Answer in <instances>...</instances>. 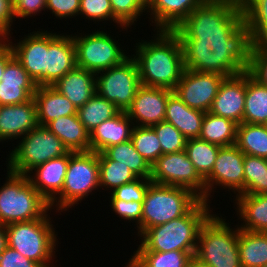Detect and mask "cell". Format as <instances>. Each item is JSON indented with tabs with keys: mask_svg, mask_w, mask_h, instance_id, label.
Returning <instances> with one entry per match:
<instances>
[{
	"mask_svg": "<svg viewBox=\"0 0 267 267\" xmlns=\"http://www.w3.org/2000/svg\"><path fill=\"white\" fill-rule=\"evenodd\" d=\"M174 31L185 69L230 77L251 66V36L240 0H205Z\"/></svg>",
	"mask_w": 267,
	"mask_h": 267,
	"instance_id": "6da1fadb",
	"label": "cell"
},
{
	"mask_svg": "<svg viewBox=\"0 0 267 267\" xmlns=\"http://www.w3.org/2000/svg\"><path fill=\"white\" fill-rule=\"evenodd\" d=\"M153 36L135 43L136 55L131 54L141 85L174 90L185 70L182 43L174 30H156Z\"/></svg>",
	"mask_w": 267,
	"mask_h": 267,
	"instance_id": "7a4b0ae2",
	"label": "cell"
},
{
	"mask_svg": "<svg viewBox=\"0 0 267 267\" xmlns=\"http://www.w3.org/2000/svg\"><path fill=\"white\" fill-rule=\"evenodd\" d=\"M210 203L200 200L186 215L148 228L135 251L196 252L200 227L212 214Z\"/></svg>",
	"mask_w": 267,
	"mask_h": 267,
	"instance_id": "3957f363",
	"label": "cell"
},
{
	"mask_svg": "<svg viewBox=\"0 0 267 267\" xmlns=\"http://www.w3.org/2000/svg\"><path fill=\"white\" fill-rule=\"evenodd\" d=\"M223 218L213 213L202 224L195 257L210 267H242L238 248L239 226L232 228Z\"/></svg>",
	"mask_w": 267,
	"mask_h": 267,
	"instance_id": "277c9868",
	"label": "cell"
},
{
	"mask_svg": "<svg viewBox=\"0 0 267 267\" xmlns=\"http://www.w3.org/2000/svg\"><path fill=\"white\" fill-rule=\"evenodd\" d=\"M6 182L0 187V223L4 226L44 217L50 204L32 186L27 175L7 169Z\"/></svg>",
	"mask_w": 267,
	"mask_h": 267,
	"instance_id": "5b68a950",
	"label": "cell"
},
{
	"mask_svg": "<svg viewBox=\"0 0 267 267\" xmlns=\"http://www.w3.org/2000/svg\"><path fill=\"white\" fill-rule=\"evenodd\" d=\"M51 219L46 214L40 219L6 225L7 246L43 267H53L49 263L57 257L55 251L59 241Z\"/></svg>",
	"mask_w": 267,
	"mask_h": 267,
	"instance_id": "8992f818",
	"label": "cell"
},
{
	"mask_svg": "<svg viewBox=\"0 0 267 267\" xmlns=\"http://www.w3.org/2000/svg\"><path fill=\"white\" fill-rule=\"evenodd\" d=\"M200 200L187 188L151 182L142 202L141 235L148 228L186 215Z\"/></svg>",
	"mask_w": 267,
	"mask_h": 267,
	"instance_id": "52a82bcc",
	"label": "cell"
},
{
	"mask_svg": "<svg viewBox=\"0 0 267 267\" xmlns=\"http://www.w3.org/2000/svg\"><path fill=\"white\" fill-rule=\"evenodd\" d=\"M99 188V153L74 152L69 158L62 191L50 203L51 210L56 208L54 212L60 214L69 211Z\"/></svg>",
	"mask_w": 267,
	"mask_h": 267,
	"instance_id": "ba28073f",
	"label": "cell"
},
{
	"mask_svg": "<svg viewBox=\"0 0 267 267\" xmlns=\"http://www.w3.org/2000/svg\"><path fill=\"white\" fill-rule=\"evenodd\" d=\"M20 140L5 161L8 162L7 169L17 174L28 175L35 167L69 152L63 142L46 126L37 125Z\"/></svg>",
	"mask_w": 267,
	"mask_h": 267,
	"instance_id": "9c48e42d",
	"label": "cell"
},
{
	"mask_svg": "<svg viewBox=\"0 0 267 267\" xmlns=\"http://www.w3.org/2000/svg\"><path fill=\"white\" fill-rule=\"evenodd\" d=\"M103 29L92 33H79L72 36L75 45L76 67L98 73L119 65L127 57L121 44Z\"/></svg>",
	"mask_w": 267,
	"mask_h": 267,
	"instance_id": "30bf717a",
	"label": "cell"
},
{
	"mask_svg": "<svg viewBox=\"0 0 267 267\" xmlns=\"http://www.w3.org/2000/svg\"><path fill=\"white\" fill-rule=\"evenodd\" d=\"M140 86L138 65L132 56L119 65L96 73V92L113 102L120 111L131 106Z\"/></svg>",
	"mask_w": 267,
	"mask_h": 267,
	"instance_id": "8fae6325",
	"label": "cell"
},
{
	"mask_svg": "<svg viewBox=\"0 0 267 267\" xmlns=\"http://www.w3.org/2000/svg\"><path fill=\"white\" fill-rule=\"evenodd\" d=\"M151 182L184 187L206 201L204 179L195 170L185 150L162 154L151 166Z\"/></svg>",
	"mask_w": 267,
	"mask_h": 267,
	"instance_id": "7c38bea8",
	"label": "cell"
},
{
	"mask_svg": "<svg viewBox=\"0 0 267 267\" xmlns=\"http://www.w3.org/2000/svg\"><path fill=\"white\" fill-rule=\"evenodd\" d=\"M244 153L234 144L220 147L211 173L204 179L206 202L217 186L234 194H244ZM216 186V187H214Z\"/></svg>",
	"mask_w": 267,
	"mask_h": 267,
	"instance_id": "4fadbf2b",
	"label": "cell"
},
{
	"mask_svg": "<svg viewBox=\"0 0 267 267\" xmlns=\"http://www.w3.org/2000/svg\"><path fill=\"white\" fill-rule=\"evenodd\" d=\"M225 77L217 73L185 69L173 92L190 108L210 111Z\"/></svg>",
	"mask_w": 267,
	"mask_h": 267,
	"instance_id": "5bb4252c",
	"label": "cell"
},
{
	"mask_svg": "<svg viewBox=\"0 0 267 267\" xmlns=\"http://www.w3.org/2000/svg\"><path fill=\"white\" fill-rule=\"evenodd\" d=\"M25 36L17 43L12 42L9 35L4 39L12 47L14 57L28 72L34 83L37 86H47V30L39 29Z\"/></svg>",
	"mask_w": 267,
	"mask_h": 267,
	"instance_id": "9a60e30c",
	"label": "cell"
},
{
	"mask_svg": "<svg viewBox=\"0 0 267 267\" xmlns=\"http://www.w3.org/2000/svg\"><path fill=\"white\" fill-rule=\"evenodd\" d=\"M173 90L162 87L141 85L136 92L131 106L126 110L134 126L151 127L164 121L166 103Z\"/></svg>",
	"mask_w": 267,
	"mask_h": 267,
	"instance_id": "2e32d148",
	"label": "cell"
},
{
	"mask_svg": "<svg viewBox=\"0 0 267 267\" xmlns=\"http://www.w3.org/2000/svg\"><path fill=\"white\" fill-rule=\"evenodd\" d=\"M245 95L246 71L225 77L219 86L209 112L241 124L243 122Z\"/></svg>",
	"mask_w": 267,
	"mask_h": 267,
	"instance_id": "e0dca14e",
	"label": "cell"
},
{
	"mask_svg": "<svg viewBox=\"0 0 267 267\" xmlns=\"http://www.w3.org/2000/svg\"><path fill=\"white\" fill-rule=\"evenodd\" d=\"M62 34L47 32V86H53L67 72L76 67L73 34Z\"/></svg>",
	"mask_w": 267,
	"mask_h": 267,
	"instance_id": "ac0fdd59",
	"label": "cell"
},
{
	"mask_svg": "<svg viewBox=\"0 0 267 267\" xmlns=\"http://www.w3.org/2000/svg\"><path fill=\"white\" fill-rule=\"evenodd\" d=\"M38 125L33 97L21 104L0 106V142L21 139Z\"/></svg>",
	"mask_w": 267,
	"mask_h": 267,
	"instance_id": "d6986e66",
	"label": "cell"
},
{
	"mask_svg": "<svg viewBox=\"0 0 267 267\" xmlns=\"http://www.w3.org/2000/svg\"><path fill=\"white\" fill-rule=\"evenodd\" d=\"M37 85L20 62L13 56L6 64L0 81V106L15 105L29 101Z\"/></svg>",
	"mask_w": 267,
	"mask_h": 267,
	"instance_id": "ffe728a7",
	"label": "cell"
},
{
	"mask_svg": "<svg viewBox=\"0 0 267 267\" xmlns=\"http://www.w3.org/2000/svg\"><path fill=\"white\" fill-rule=\"evenodd\" d=\"M73 153L69 151L66 155L50 159L32 169L27 175L32 186L49 204L62 191L69 158Z\"/></svg>",
	"mask_w": 267,
	"mask_h": 267,
	"instance_id": "44dd1931",
	"label": "cell"
},
{
	"mask_svg": "<svg viewBox=\"0 0 267 267\" xmlns=\"http://www.w3.org/2000/svg\"><path fill=\"white\" fill-rule=\"evenodd\" d=\"M205 0H147V13L155 30H174ZM154 20V21H153Z\"/></svg>",
	"mask_w": 267,
	"mask_h": 267,
	"instance_id": "7402d4cb",
	"label": "cell"
},
{
	"mask_svg": "<svg viewBox=\"0 0 267 267\" xmlns=\"http://www.w3.org/2000/svg\"><path fill=\"white\" fill-rule=\"evenodd\" d=\"M133 127V121L126 111H119L90 133V151L102 153L110 146L130 140Z\"/></svg>",
	"mask_w": 267,
	"mask_h": 267,
	"instance_id": "603a6c76",
	"label": "cell"
},
{
	"mask_svg": "<svg viewBox=\"0 0 267 267\" xmlns=\"http://www.w3.org/2000/svg\"><path fill=\"white\" fill-rule=\"evenodd\" d=\"M53 87L78 109L96 93V74L75 67L61 77Z\"/></svg>",
	"mask_w": 267,
	"mask_h": 267,
	"instance_id": "cb8c5ba5",
	"label": "cell"
},
{
	"mask_svg": "<svg viewBox=\"0 0 267 267\" xmlns=\"http://www.w3.org/2000/svg\"><path fill=\"white\" fill-rule=\"evenodd\" d=\"M33 99L38 125L46 126L52 120L77 114L78 109L53 86H37Z\"/></svg>",
	"mask_w": 267,
	"mask_h": 267,
	"instance_id": "d4e9b609",
	"label": "cell"
},
{
	"mask_svg": "<svg viewBox=\"0 0 267 267\" xmlns=\"http://www.w3.org/2000/svg\"><path fill=\"white\" fill-rule=\"evenodd\" d=\"M205 112L188 107L174 92L166 103L164 121L171 123L186 139L199 138Z\"/></svg>",
	"mask_w": 267,
	"mask_h": 267,
	"instance_id": "484cf974",
	"label": "cell"
},
{
	"mask_svg": "<svg viewBox=\"0 0 267 267\" xmlns=\"http://www.w3.org/2000/svg\"><path fill=\"white\" fill-rule=\"evenodd\" d=\"M235 197L237 220L243 221L239 228L267 233V194H239Z\"/></svg>",
	"mask_w": 267,
	"mask_h": 267,
	"instance_id": "4316f807",
	"label": "cell"
},
{
	"mask_svg": "<svg viewBox=\"0 0 267 267\" xmlns=\"http://www.w3.org/2000/svg\"><path fill=\"white\" fill-rule=\"evenodd\" d=\"M46 127L63 142L69 151H90V133L80 122L77 114L52 120Z\"/></svg>",
	"mask_w": 267,
	"mask_h": 267,
	"instance_id": "83f0119b",
	"label": "cell"
},
{
	"mask_svg": "<svg viewBox=\"0 0 267 267\" xmlns=\"http://www.w3.org/2000/svg\"><path fill=\"white\" fill-rule=\"evenodd\" d=\"M265 125L267 123V85L246 70V95L243 122Z\"/></svg>",
	"mask_w": 267,
	"mask_h": 267,
	"instance_id": "f1b7e54d",
	"label": "cell"
},
{
	"mask_svg": "<svg viewBox=\"0 0 267 267\" xmlns=\"http://www.w3.org/2000/svg\"><path fill=\"white\" fill-rule=\"evenodd\" d=\"M238 248L242 267H262L267 264V233L239 228Z\"/></svg>",
	"mask_w": 267,
	"mask_h": 267,
	"instance_id": "f546056e",
	"label": "cell"
},
{
	"mask_svg": "<svg viewBox=\"0 0 267 267\" xmlns=\"http://www.w3.org/2000/svg\"><path fill=\"white\" fill-rule=\"evenodd\" d=\"M237 123L233 120L206 112L199 138L220 147L236 143Z\"/></svg>",
	"mask_w": 267,
	"mask_h": 267,
	"instance_id": "4dcf8cb0",
	"label": "cell"
},
{
	"mask_svg": "<svg viewBox=\"0 0 267 267\" xmlns=\"http://www.w3.org/2000/svg\"><path fill=\"white\" fill-rule=\"evenodd\" d=\"M196 252L186 251H134L127 261L129 267H187Z\"/></svg>",
	"mask_w": 267,
	"mask_h": 267,
	"instance_id": "1f68e13d",
	"label": "cell"
},
{
	"mask_svg": "<svg viewBox=\"0 0 267 267\" xmlns=\"http://www.w3.org/2000/svg\"><path fill=\"white\" fill-rule=\"evenodd\" d=\"M235 145L246 155L267 159V129L265 125H237Z\"/></svg>",
	"mask_w": 267,
	"mask_h": 267,
	"instance_id": "d6a6232c",
	"label": "cell"
},
{
	"mask_svg": "<svg viewBox=\"0 0 267 267\" xmlns=\"http://www.w3.org/2000/svg\"><path fill=\"white\" fill-rule=\"evenodd\" d=\"M119 111L113 102L107 101L96 92L85 105L78 108L77 115L86 130L91 133L99 124L114 117Z\"/></svg>",
	"mask_w": 267,
	"mask_h": 267,
	"instance_id": "836d02e7",
	"label": "cell"
},
{
	"mask_svg": "<svg viewBox=\"0 0 267 267\" xmlns=\"http://www.w3.org/2000/svg\"><path fill=\"white\" fill-rule=\"evenodd\" d=\"M103 153L111 160L121 162L138 177L150 179L151 166L136 151L131 140L106 148Z\"/></svg>",
	"mask_w": 267,
	"mask_h": 267,
	"instance_id": "e575fe53",
	"label": "cell"
},
{
	"mask_svg": "<svg viewBox=\"0 0 267 267\" xmlns=\"http://www.w3.org/2000/svg\"><path fill=\"white\" fill-rule=\"evenodd\" d=\"M220 146L200 138L187 139L185 151L198 174L205 179L212 171Z\"/></svg>",
	"mask_w": 267,
	"mask_h": 267,
	"instance_id": "d590c367",
	"label": "cell"
},
{
	"mask_svg": "<svg viewBox=\"0 0 267 267\" xmlns=\"http://www.w3.org/2000/svg\"><path fill=\"white\" fill-rule=\"evenodd\" d=\"M138 177L121 162L109 159L103 152L99 153V185L112 192L115 188L132 182Z\"/></svg>",
	"mask_w": 267,
	"mask_h": 267,
	"instance_id": "8d00e7d4",
	"label": "cell"
},
{
	"mask_svg": "<svg viewBox=\"0 0 267 267\" xmlns=\"http://www.w3.org/2000/svg\"><path fill=\"white\" fill-rule=\"evenodd\" d=\"M244 194H267V159L244 155Z\"/></svg>",
	"mask_w": 267,
	"mask_h": 267,
	"instance_id": "74e56055",
	"label": "cell"
},
{
	"mask_svg": "<svg viewBox=\"0 0 267 267\" xmlns=\"http://www.w3.org/2000/svg\"><path fill=\"white\" fill-rule=\"evenodd\" d=\"M130 140L150 166L161 156V144L152 127L134 126Z\"/></svg>",
	"mask_w": 267,
	"mask_h": 267,
	"instance_id": "f35d334b",
	"label": "cell"
},
{
	"mask_svg": "<svg viewBox=\"0 0 267 267\" xmlns=\"http://www.w3.org/2000/svg\"><path fill=\"white\" fill-rule=\"evenodd\" d=\"M110 2L115 19L128 28H132L137 19L147 11V0H110Z\"/></svg>",
	"mask_w": 267,
	"mask_h": 267,
	"instance_id": "ab89813d",
	"label": "cell"
},
{
	"mask_svg": "<svg viewBox=\"0 0 267 267\" xmlns=\"http://www.w3.org/2000/svg\"><path fill=\"white\" fill-rule=\"evenodd\" d=\"M161 144V155L185 150L187 139L171 123L162 121L151 126Z\"/></svg>",
	"mask_w": 267,
	"mask_h": 267,
	"instance_id": "60d3db41",
	"label": "cell"
},
{
	"mask_svg": "<svg viewBox=\"0 0 267 267\" xmlns=\"http://www.w3.org/2000/svg\"><path fill=\"white\" fill-rule=\"evenodd\" d=\"M79 15L81 17H86V19L95 21L94 23H99L102 21L104 24L109 20L116 23L115 26L123 29H128V27L122 26L113 16L112 5L110 0H80V11Z\"/></svg>",
	"mask_w": 267,
	"mask_h": 267,
	"instance_id": "b9f144b4",
	"label": "cell"
},
{
	"mask_svg": "<svg viewBox=\"0 0 267 267\" xmlns=\"http://www.w3.org/2000/svg\"><path fill=\"white\" fill-rule=\"evenodd\" d=\"M150 183V179L137 178L132 182L115 188L112 192H108L109 195H111L109 196V199H119L126 202H143L146 190Z\"/></svg>",
	"mask_w": 267,
	"mask_h": 267,
	"instance_id": "7bdbcfd3",
	"label": "cell"
},
{
	"mask_svg": "<svg viewBox=\"0 0 267 267\" xmlns=\"http://www.w3.org/2000/svg\"><path fill=\"white\" fill-rule=\"evenodd\" d=\"M111 210L118 215L117 217L128 220L129 222H135L137 236H141V217H142V202L136 201H122L119 199H110Z\"/></svg>",
	"mask_w": 267,
	"mask_h": 267,
	"instance_id": "ee69618b",
	"label": "cell"
},
{
	"mask_svg": "<svg viewBox=\"0 0 267 267\" xmlns=\"http://www.w3.org/2000/svg\"><path fill=\"white\" fill-rule=\"evenodd\" d=\"M251 36L252 53H267V18H244Z\"/></svg>",
	"mask_w": 267,
	"mask_h": 267,
	"instance_id": "f6af8a7d",
	"label": "cell"
},
{
	"mask_svg": "<svg viewBox=\"0 0 267 267\" xmlns=\"http://www.w3.org/2000/svg\"><path fill=\"white\" fill-rule=\"evenodd\" d=\"M56 18L67 19L79 15L80 0H46V11Z\"/></svg>",
	"mask_w": 267,
	"mask_h": 267,
	"instance_id": "bcb514c9",
	"label": "cell"
},
{
	"mask_svg": "<svg viewBox=\"0 0 267 267\" xmlns=\"http://www.w3.org/2000/svg\"><path fill=\"white\" fill-rule=\"evenodd\" d=\"M14 18L26 19L46 11V0H12Z\"/></svg>",
	"mask_w": 267,
	"mask_h": 267,
	"instance_id": "7dc6e473",
	"label": "cell"
},
{
	"mask_svg": "<svg viewBox=\"0 0 267 267\" xmlns=\"http://www.w3.org/2000/svg\"><path fill=\"white\" fill-rule=\"evenodd\" d=\"M0 267H43L41 264L34 262L23 256L13 248L6 247L0 254Z\"/></svg>",
	"mask_w": 267,
	"mask_h": 267,
	"instance_id": "c3c4849f",
	"label": "cell"
},
{
	"mask_svg": "<svg viewBox=\"0 0 267 267\" xmlns=\"http://www.w3.org/2000/svg\"><path fill=\"white\" fill-rule=\"evenodd\" d=\"M13 21L16 20L13 15L12 0H0V38L13 34L11 31Z\"/></svg>",
	"mask_w": 267,
	"mask_h": 267,
	"instance_id": "681fc988",
	"label": "cell"
},
{
	"mask_svg": "<svg viewBox=\"0 0 267 267\" xmlns=\"http://www.w3.org/2000/svg\"><path fill=\"white\" fill-rule=\"evenodd\" d=\"M244 18H267V0H240Z\"/></svg>",
	"mask_w": 267,
	"mask_h": 267,
	"instance_id": "f907efd6",
	"label": "cell"
},
{
	"mask_svg": "<svg viewBox=\"0 0 267 267\" xmlns=\"http://www.w3.org/2000/svg\"><path fill=\"white\" fill-rule=\"evenodd\" d=\"M260 82L267 85V53H252L248 69Z\"/></svg>",
	"mask_w": 267,
	"mask_h": 267,
	"instance_id": "816d5d0a",
	"label": "cell"
},
{
	"mask_svg": "<svg viewBox=\"0 0 267 267\" xmlns=\"http://www.w3.org/2000/svg\"><path fill=\"white\" fill-rule=\"evenodd\" d=\"M14 56L12 47L4 39L0 38V81L7 62Z\"/></svg>",
	"mask_w": 267,
	"mask_h": 267,
	"instance_id": "f5cc1de1",
	"label": "cell"
},
{
	"mask_svg": "<svg viewBox=\"0 0 267 267\" xmlns=\"http://www.w3.org/2000/svg\"><path fill=\"white\" fill-rule=\"evenodd\" d=\"M7 247V233L5 226L0 223V254Z\"/></svg>",
	"mask_w": 267,
	"mask_h": 267,
	"instance_id": "db71d44e",
	"label": "cell"
},
{
	"mask_svg": "<svg viewBox=\"0 0 267 267\" xmlns=\"http://www.w3.org/2000/svg\"><path fill=\"white\" fill-rule=\"evenodd\" d=\"M187 267H210V266H208L205 263H202L198 258H196L195 256H193L190 259Z\"/></svg>",
	"mask_w": 267,
	"mask_h": 267,
	"instance_id": "11a10c76",
	"label": "cell"
}]
</instances>
